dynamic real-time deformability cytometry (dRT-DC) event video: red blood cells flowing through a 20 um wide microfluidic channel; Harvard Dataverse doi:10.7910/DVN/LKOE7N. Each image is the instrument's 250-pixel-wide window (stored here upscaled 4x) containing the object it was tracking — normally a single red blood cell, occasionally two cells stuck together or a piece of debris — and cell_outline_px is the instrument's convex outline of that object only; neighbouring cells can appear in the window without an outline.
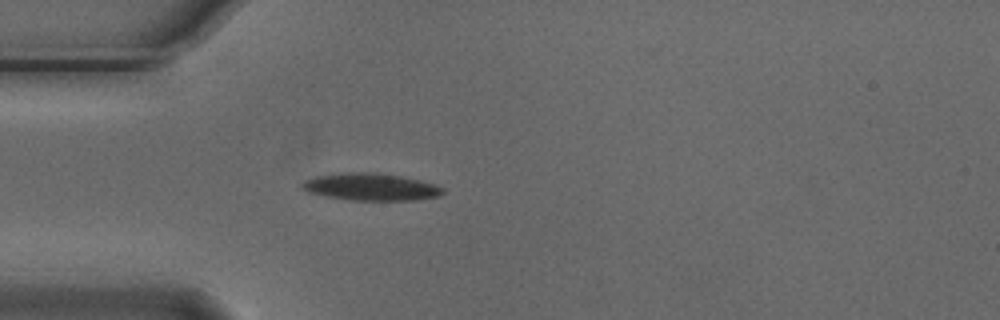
{"species": "Egyptian fruit bat (a non-hibernating species)", "species_latin": "Rousettus aegyptiacus", "temperature_condition": "cold", "stored_images_in_passage": 5, "camera_frame_rate_fps": 3000, "um_per_image_px": 0.085, "animal": {"sex": "male"}, "frame": {"image": 1, "passage_image": 5, "time_ms": 1.333, "image_size_px": [1000, 320], "cell_outline_px": [[444, 192], [440, 196], [416, 200], [352, 200], [324, 196], [308, 192], [300, 184], [304, 180], [316, 176], [344, 172], [372, 172], [400, 176], [432, 184], [444, 188]], "centroid_in_image_um": [31.49, 15.89], "position_along_channel_um": 53.5, "area_um2": 22.14}}